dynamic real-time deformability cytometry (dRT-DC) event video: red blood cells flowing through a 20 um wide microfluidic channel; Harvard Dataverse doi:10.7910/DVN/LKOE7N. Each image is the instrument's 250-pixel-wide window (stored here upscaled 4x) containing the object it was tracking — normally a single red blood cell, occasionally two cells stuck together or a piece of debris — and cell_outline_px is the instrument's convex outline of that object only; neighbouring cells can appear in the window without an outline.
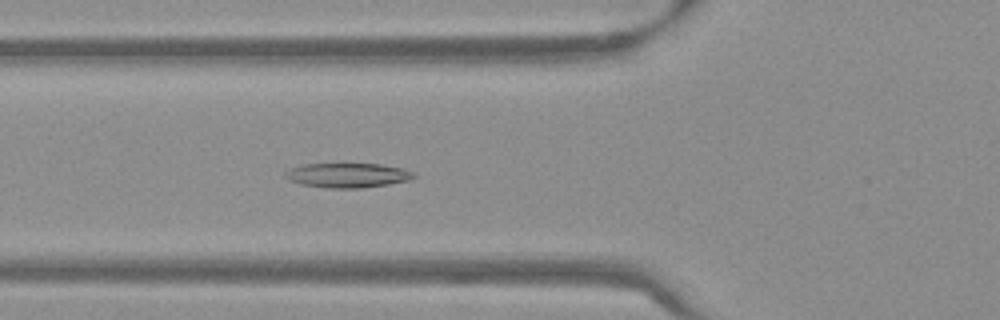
{"species": "Egyptian fruit bat (a non-hibernating species)", "species_latin": "Rousettus aegyptiacus", "temperature_condition": "warm", "stored_images_in_passage": 54, "camera_frame_rate_fps": 3000, "um_per_image_px": 0.085, "frame": {"image": 1, "passage_image": 20, "time_ms": 6.333, "image_size_px": [1000, 320], "cell_outline_px": [[416, 176], [408, 180], [388, 184], [360, 188], [328, 188], [300, 184], [288, 180], [284, 176], [284, 172], [292, 168], [304, 164], [380, 164], [404, 168], [416, 172]], "centroid_in_image_um": [29.56, 14.9], "position_along_channel_um": 96.2, "area_um2": 18.44}}
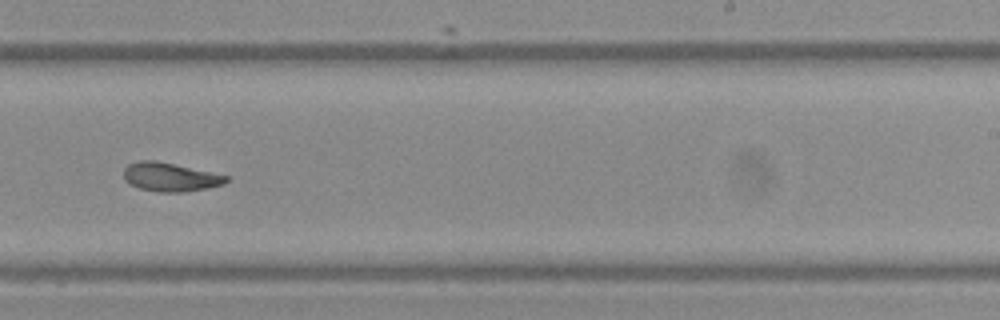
{"frame": {"image": 2, "passage_image": 34, "time_ms": 11.0, "image_size_px": [1000, 320], "cell_outline_px": [[228, 180], [224, 184], [208, 188], [184, 192], [160, 192], [140, 188], [124, 180], [124, 168], [128, 164], [136, 160], [156, 160], [228, 176]], "centroid_in_image_um": [14.44, 15.04], "position_along_channel_um": 274.6, "area_um2": 17.05}}
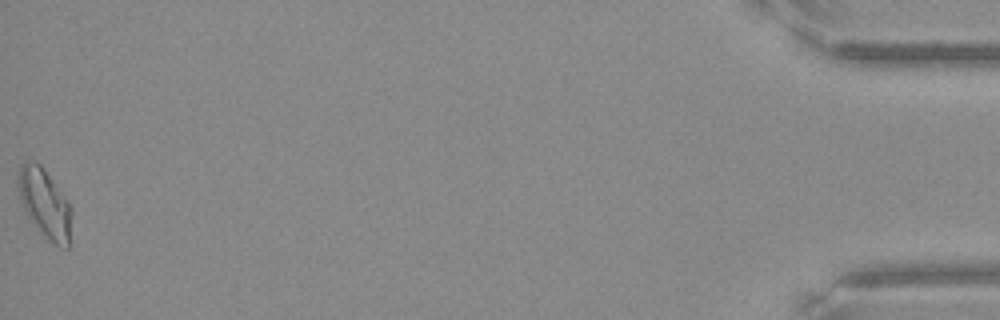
{"frame": {"image": 3, "passage_image": 54, "time_ms": 17.667, "image_size_px": [1000, 320], "cell_outline_px": [[72, 216], [68, 248], [64, 248], [52, 244], [44, 236], [28, 216], [20, 200], [16, 184], [16, 172], [20, 164], [24, 160], [36, 160], [44, 168], [68, 200], [72, 208]], "centroid_in_image_um": [3.78, 17.23], "position_along_channel_um": 431.4, "area_um2": 22.08}, "authors_computed_cell_mechanics": {"area_um2": 17.9469, "velocity_mm_per_s": 3.8067, "shape_relaxation_time_tau1_ms": null, "shape_relaxation_time_tau2_ms": 4.102, "deformation_change_tau1": null, "deformation_change_tau2": 0.1002}}